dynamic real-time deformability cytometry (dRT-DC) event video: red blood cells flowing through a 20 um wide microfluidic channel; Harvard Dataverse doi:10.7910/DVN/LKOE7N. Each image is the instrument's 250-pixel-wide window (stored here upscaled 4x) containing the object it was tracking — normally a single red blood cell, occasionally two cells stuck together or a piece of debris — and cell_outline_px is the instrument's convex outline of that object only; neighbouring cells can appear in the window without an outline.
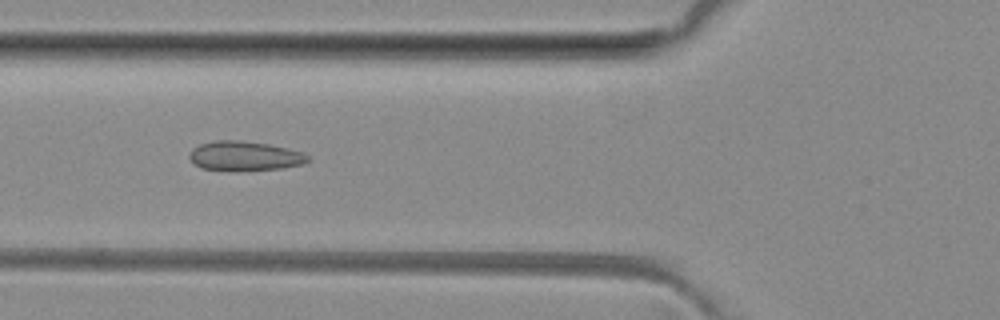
{"species": "common noctule bat (a hibernating species)", "species_latin": "Nyctalus noctula", "temperature_condition": "room temperature", "stored_images_in_passage": 8, "camera_frame_rate_fps": 3000, "um_per_image_px": 0.085, "animal": {"sex": "female", "body_mass_g": 29.2, "forearm_length_mm": 56.3}, "frame": {"image": 1, "passage_image": 6, "time_ms": 5.667, "image_size_px": [1000, 320], "cell_outline_px": [[308, 160], [304, 164], [284, 168], [200, 168], [188, 156], [192, 148], [200, 144], [216, 140], [236, 140], [268, 144], [288, 148], [300, 152], [308, 156]], "centroid_in_image_um": [20.8, 13.21], "position_along_channel_um": 105.0, "area_um2": 19.36}}
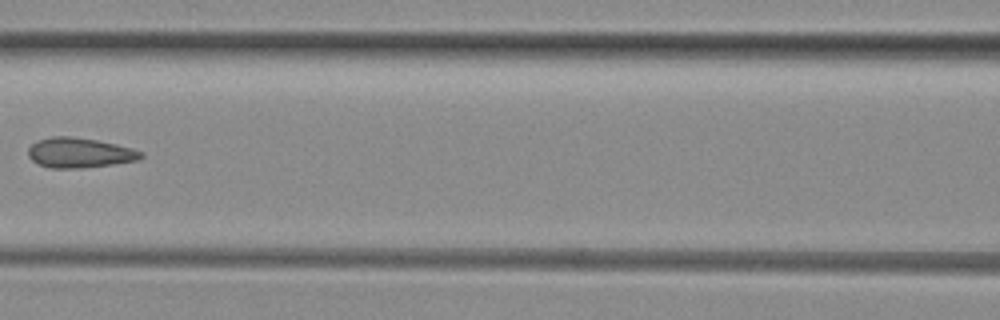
{"frame": {"image": 2, "passage_image": 7, "time_ms": 7.0, "image_size_px": [1000, 320], "cell_outline_px": [[144, 156], [140, 160], [112, 164], [80, 168], [52, 168], [40, 164], [32, 160], [28, 156], [28, 148], [32, 144], [40, 140], [52, 136], [68, 136], [96, 140], [116, 144], [132, 148], [144, 152]], "centroid_in_image_um": [6.8, 12.99], "position_along_channel_um": 159.8, "area_um2": 19.59}}
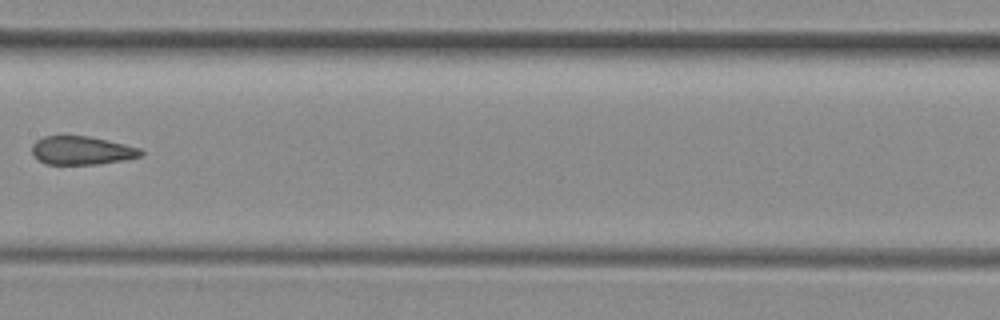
{"frame": {"image": 3, "passage_image": 8, "time_ms": 8.0, "image_size_px": [1000, 320], "cell_outline_px": [[144, 156], [124, 160], [96, 164], [44, 164], [32, 152], [32, 144], [36, 140], [44, 136], [88, 136], [124, 144], [140, 148], [144, 152]], "centroid_in_image_um": [6.97, 12.79], "position_along_channel_um": 200.4, "area_um2": 17.98}}